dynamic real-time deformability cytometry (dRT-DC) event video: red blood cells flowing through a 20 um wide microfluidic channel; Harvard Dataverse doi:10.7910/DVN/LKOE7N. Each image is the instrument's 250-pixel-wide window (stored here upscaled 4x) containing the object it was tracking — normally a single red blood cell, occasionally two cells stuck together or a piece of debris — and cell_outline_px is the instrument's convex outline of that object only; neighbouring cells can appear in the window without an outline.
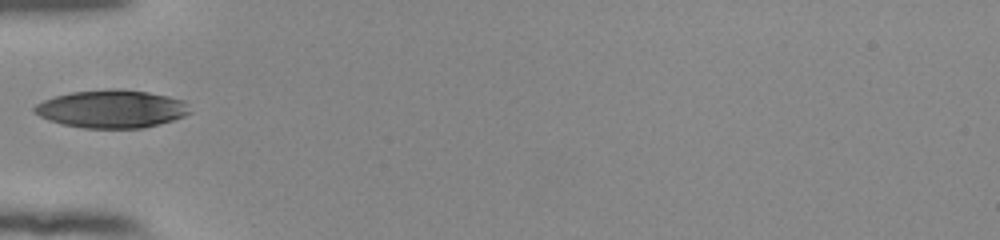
{"species": "human", "species_latin": "Homo sapiens", "temperature_condition": "room temperature", "stored_images_in_passage": 9, "camera_frame_rate_fps": 3000, "um_per_image_px": 0.085, "donor": {"sex": "female"}, "frame": {"image": 1, "passage_image": 1, "time_ms": 0.0, "image_size_px": [1000, 240], "cell_outline_px": [[192, 112], [184, 116], [160, 124], [144, 128], [84, 128], [60, 124], [48, 120], [32, 112], [32, 108], [36, 104], [44, 100], [56, 96], [72, 92], [112, 88], [120, 88], [148, 92], [168, 96], [184, 100]], "centroid_in_image_um": [9.49, 9.26], "position_along_channel_um": 75.5, "area_um2": 34.62}}
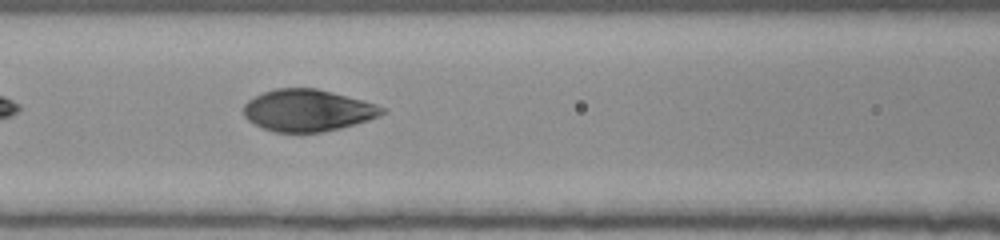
{"frame": {"image": 2, "passage_image": 6, "time_ms": 1.667, "image_size_px": [1000, 240], "cell_outline_px": [[388, 112], [380, 116], [368, 120], [340, 128], [320, 132], [276, 132], [264, 128], [248, 120], [244, 116], [244, 104], [248, 100], [264, 92], [276, 88], [316, 88], [332, 92], [376, 104], [388, 108]], "centroid_in_image_um": [26.19, 9.38], "position_along_channel_um": 140.4, "area_um2": 33.64}}